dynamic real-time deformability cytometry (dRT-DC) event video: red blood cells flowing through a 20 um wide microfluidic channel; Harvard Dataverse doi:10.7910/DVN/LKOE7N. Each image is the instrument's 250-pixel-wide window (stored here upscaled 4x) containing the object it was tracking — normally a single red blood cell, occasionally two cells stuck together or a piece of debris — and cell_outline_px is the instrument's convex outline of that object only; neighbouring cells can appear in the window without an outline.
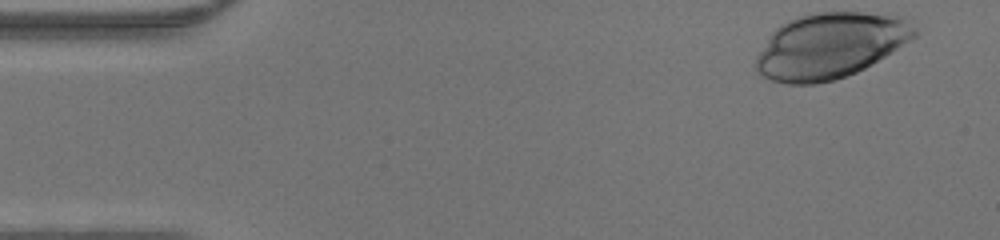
{"species": "human", "species_latin": "Homo sapiens", "temperature_condition": "warm", "stored_images_in_passage": 40, "camera_frame_rate_fps": 3000, "um_per_image_px": 0.085, "donor": {"sex": "male"}, "frame": {"image": 1, "passage_image": 1, "time_ms": 0.0, "image_size_px": [1000, 240], "cell_outline_px": [[916, 36], [892, 52], [872, 64], [856, 72], [836, 80], [816, 84], [788, 84], [772, 80], [756, 72], [756, 56], [772, 32], [780, 24], [796, 16], [812, 12], [888, 12], [904, 16], [916, 28]], "centroid_in_image_um": [70.59, 3.86], "position_along_channel_um": 14.4, "area_um2": 61.21}}